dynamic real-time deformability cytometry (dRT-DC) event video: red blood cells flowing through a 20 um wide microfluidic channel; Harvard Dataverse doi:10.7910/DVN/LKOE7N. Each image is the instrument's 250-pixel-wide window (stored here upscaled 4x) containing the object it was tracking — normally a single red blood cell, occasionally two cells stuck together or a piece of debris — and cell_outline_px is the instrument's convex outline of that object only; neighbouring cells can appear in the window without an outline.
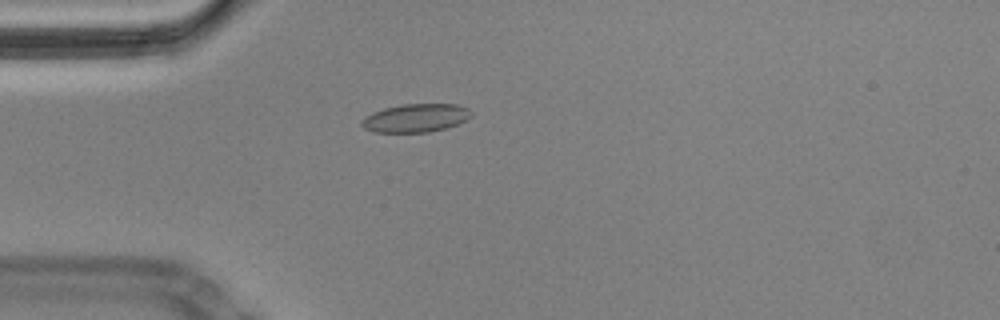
{"species": "Egyptian fruit bat (a non-hibernating species)", "species_latin": "Rousettus aegyptiacus", "temperature_condition": "cold", "stored_images_in_passage": 48, "camera_frame_rate_fps": 3000, "um_per_image_px": 0.085, "animal": {"sex": "male"}, "frame": {"image": 1, "passage_image": 14, "time_ms": 4.333, "image_size_px": [1000, 320], "cell_outline_px": [[472, 116], [468, 120], [444, 128], [428, 132], [376, 132], [364, 128], [360, 124], [360, 120], [372, 112], [384, 108], [404, 104], [456, 104], [468, 108], [472, 112]], "centroid_in_image_um": [35.34, 10.02], "position_along_channel_um": 49.7, "area_um2": 18.09}}
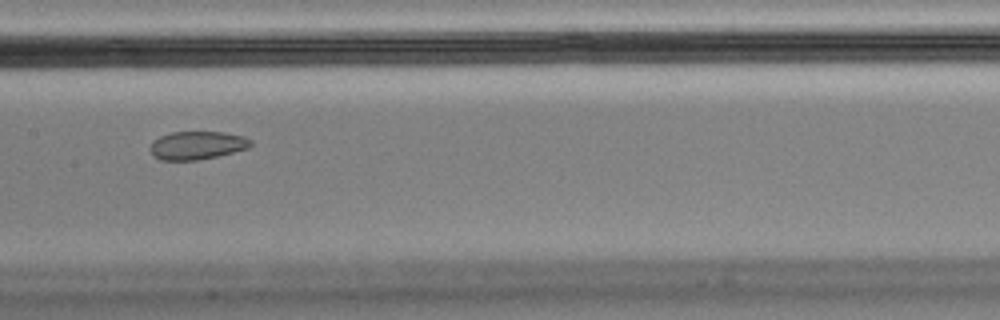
{"frame": {"image": 2, "passage_image": 27, "time_ms": 8.667, "image_size_px": [1000, 320], "cell_outline_px": [[252, 144], [248, 148], [216, 156], [196, 160], [160, 160], [152, 156], [148, 148], [152, 140], [160, 136], [172, 132], [224, 132], [244, 136], [252, 140]], "centroid_in_image_um": [16.7, 12.35], "position_along_channel_um": 190.7, "area_um2": 16.65}}